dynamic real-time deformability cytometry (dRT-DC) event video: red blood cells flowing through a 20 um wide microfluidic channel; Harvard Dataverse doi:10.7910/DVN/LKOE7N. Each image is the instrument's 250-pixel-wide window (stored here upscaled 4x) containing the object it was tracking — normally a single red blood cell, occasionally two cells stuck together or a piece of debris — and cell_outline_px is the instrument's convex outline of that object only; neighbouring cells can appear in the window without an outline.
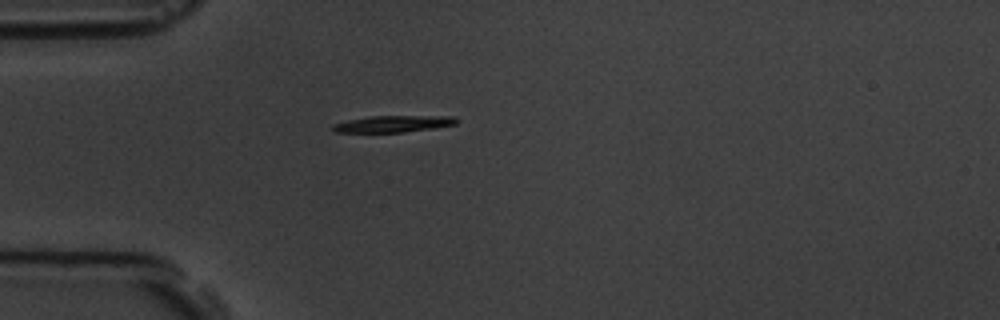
{"species": "common noctule bat (a hibernating species)", "species_latin": "Nyctalus noctula", "temperature_condition": "room temperature", "stored_images_in_passage": 34, "camera_frame_rate_fps": 3000, "um_per_image_px": 0.085, "animal": {"sex": "male", "body_mass_g": 19.5, "forearm_length_mm": 54.6}, "frame": {"image": 1, "passage_image": 1, "time_ms": 0.0, "image_size_px": [1000, 320], "cell_outline_px": [[460, 120], [456, 124], [432, 128], [404, 132], [332, 132], [328, 128], [332, 124], [348, 120], [368, 116], [456, 116]], "centroid_in_image_um": [33.38, 10.52], "position_along_channel_um": 51.6, "area_um2": 12.14}}
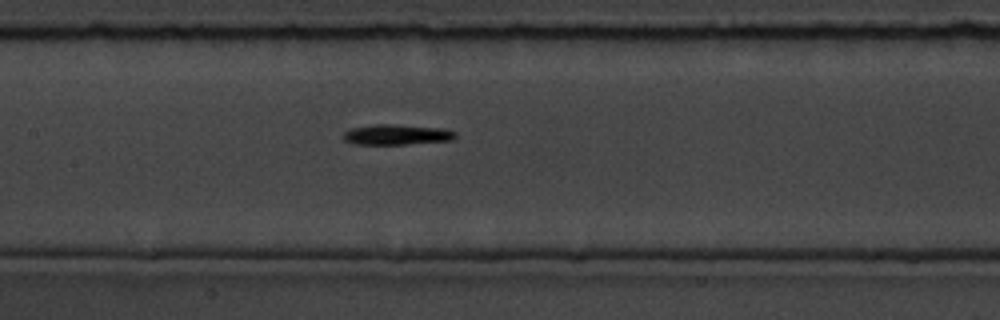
{"frame": {"image": 2, "passage_image": 12, "time_ms": 3.667, "image_size_px": [1000, 320], "cell_outline_px": [[456, 136], [452, 140], [404, 144], [352, 144], [344, 140], [340, 136], [344, 132], [352, 128], [376, 124], [392, 124], [444, 128], [456, 132]], "centroid_in_image_um": [33.69, 11.44], "position_along_channel_um": 173.7, "area_um2": 13.35}}
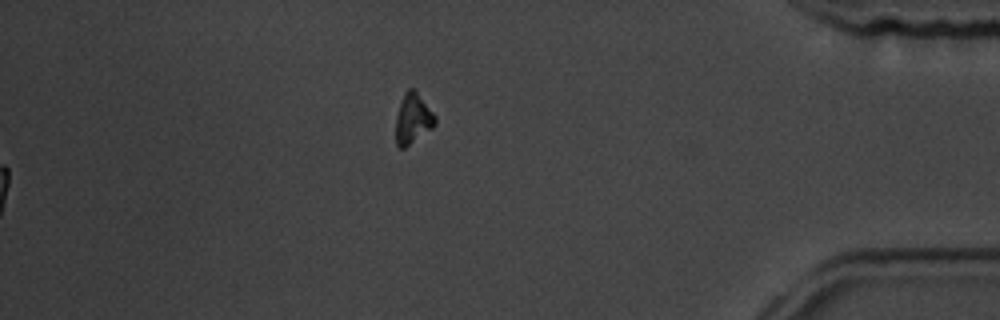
{"frame": {"image": 3, "passage_image": 34, "time_ms": 11.0, "image_size_px": [1000, 320], "cell_outline_px": [[436, 124], [432, 128], [404, 148], [400, 148], [396, 144], [396, 116], [404, 92], [408, 88], [412, 88], [416, 92], [436, 116]], "centroid_in_image_um": [35.09, 10.1], "position_along_channel_um": 400.1, "area_um2": 11.27}, "authors_computed_cell_mechanics": {"area_um2": 12.5426, "velocity_mm_per_s": 3.611, "shape_relaxation_time_tau1_ms": 2.5324, "shape_relaxation_time_tau2_ms": 5.0997, "deformation_change_tau1": 0.1313, "deformation_change_tau2": 0.0723}}